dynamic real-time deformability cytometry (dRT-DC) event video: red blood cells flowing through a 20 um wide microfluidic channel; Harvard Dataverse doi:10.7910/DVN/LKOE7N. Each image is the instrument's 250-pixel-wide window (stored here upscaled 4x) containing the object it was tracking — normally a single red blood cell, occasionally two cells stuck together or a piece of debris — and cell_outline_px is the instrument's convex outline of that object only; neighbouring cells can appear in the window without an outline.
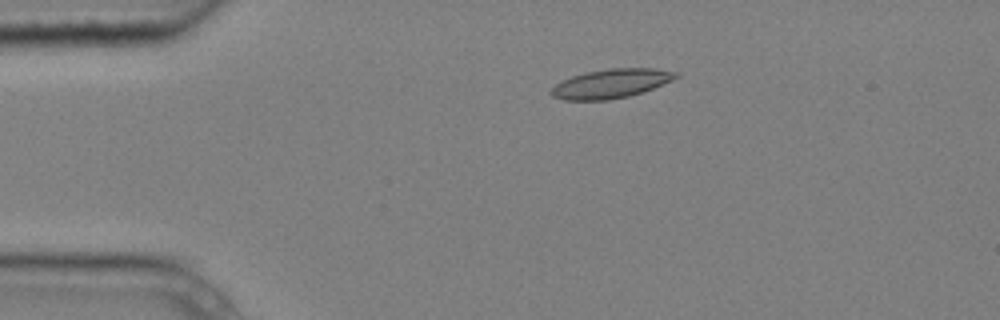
{"species": "common noctule bat (a hibernating species)", "species_latin": "Nyctalus noctula", "temperature_condition": "cold", "stored_images_in_passage": 6, "camera_frame_rate_fps": 3000, "um_per_image_px": 0.085, "animal": {"sex": "male", "body_mass_g": 20.4}, "frame": {"image": 1, "passage_image": 3, "time_ms": 0.667, "image_size_px": [1000, 320], "cell_outline_px": [[680, 76], [672, 80], [652, 88], [628, 96], [608, 100], [564, 100], [552, 96], [548, 92], [556, 84], [572, 76], [588, 72], [608, 68], [656, 68], [680, 72]], "centroid_in_image_um": [51.95, 7.1], "position_along_channel_um": 33.1, "area_um2": 21.04}}
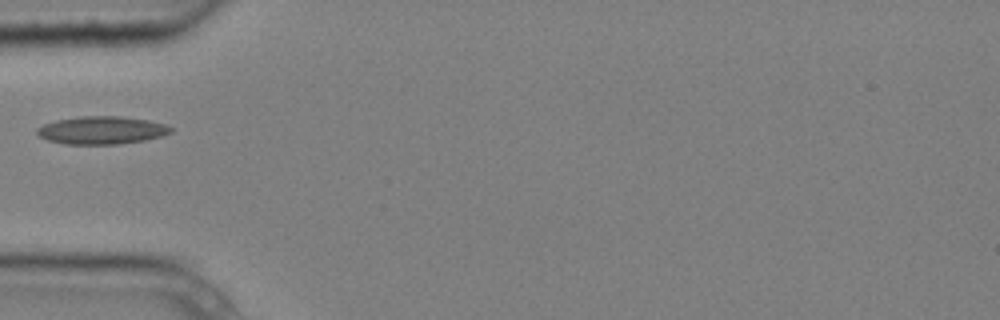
{"frame": {"image": 2, "passage_image": 5, "time_ms": 1.333, "image_size_px": [1000, 320], "cell_outline_px": [[172, 132], [164, 136], [144, 140], [120, 144], [64, 144], [48, 140], [40, 136], [36, 132], [36, 128], [44, 124], [56, 120], [80, 116], [120, 116], [148, 120], [164, 124], [172, 128]], "centroid_in_image_um": [8.65, 11.07], "position_along_channel_um": 76.4, "area_um2": 21.73}}
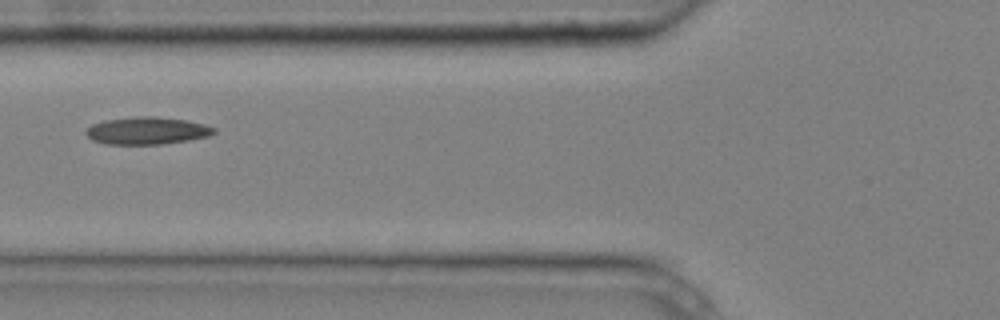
{"frame": {"image": 3, "passage_image": 6, "time_ms": 1.667, "image_size_px": [1000, 320], "cell_outline_px": [[216, 132], [208, 136], [188, 140], [160, 144], [104, 144], [92, 140], [84, 132], [92, 124], [104, 120], [136, 116], [156, 116], [184, 120], [204, 124], [216, 128]], "centroid_in_image_um": [12.47, 11.1], "position_along_channel_um": 113.3, "area_um2": 20.4}}